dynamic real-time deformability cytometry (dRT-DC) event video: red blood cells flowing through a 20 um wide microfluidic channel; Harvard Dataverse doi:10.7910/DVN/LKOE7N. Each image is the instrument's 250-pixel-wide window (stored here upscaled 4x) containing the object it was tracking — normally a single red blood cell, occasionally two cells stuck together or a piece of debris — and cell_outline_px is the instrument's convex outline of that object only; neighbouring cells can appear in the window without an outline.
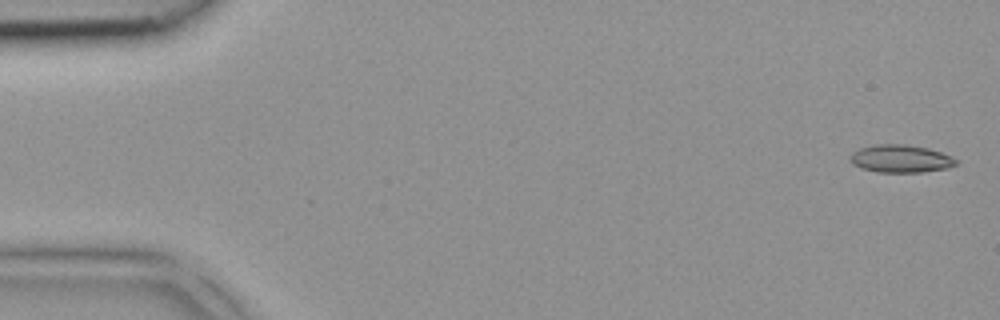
{"species": "common noctule bat (a hibernating species)", "species_latin": "Nyctalus noctula", "temperature_condition": "room temperature", "stored_images_in_passage": 5, "camera_frame_rate_fps": 3000, "um_per_image_px": 0.085, "animal": {"sex": "female", "body_mass_g": 18.4}, "frame": {"image": 1, "passage_image": 1, "time_ms": 0.0, "image_size_px": [1000, 320], "cell_outline_px": [[960, 164], [948, 168], [924, 172], [876, 172], [860, 168], [852, 164], [848, 156], [852, 152], [860, 148], [872, 144], [904, 144], [928, 148], [940, 152], [956, 160]], "centroid_in_image_um": [76.51, 13.49], "position_along_channel_um": 8.5, "area_um2": 17.28}}
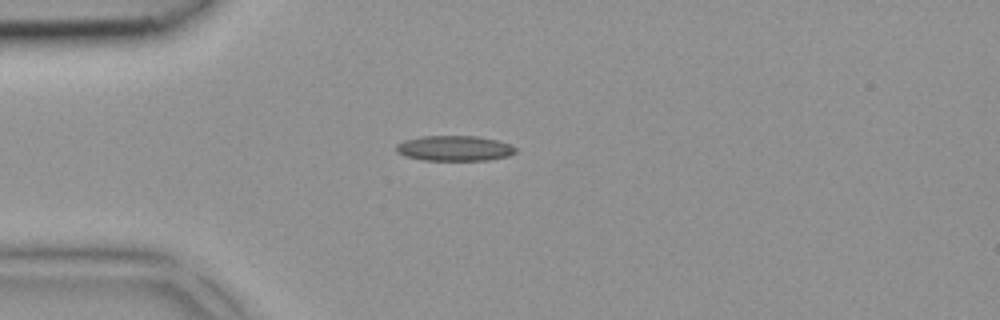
{"frame": {"image": 2, "passage_image": 4, "time_ms": 1.0, "image_size_px": [1000, 320], "cell_outline_px": [[516, 152], [508, 156], [488, 160], [424, 160], [404, 156], [396, 152], [396, 144], [404, 140], [420, 136], [476, 136], [496, 140], [508, 144], [516, 148]], "centroid_in_image_um": [38.59, 12.6], "position_along_channel_um": 46.4, "area_um2": 17.57}}
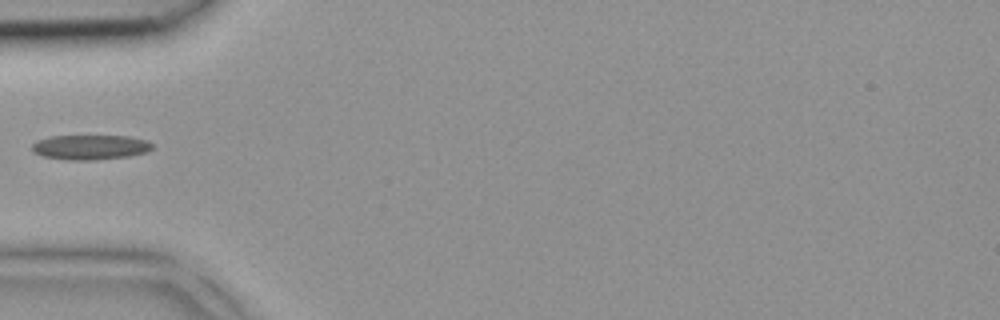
{"frame": {"image": 3, "passage_image": 5, "time_ms": 1.333, "image_size_px": [1000, 320], "cell_outline_px": [[156, 148], [148, 152], [128, 156], [96, 160], [68, 160], [44, 156], [32, 152], [32, 144], [36, 140], [52, 136], [128, 136], [148, 140]], "centroid_in_image_um": [7.71, 12.51], "position_along_channel_um": 77.3, "area_um2": 17.57}}